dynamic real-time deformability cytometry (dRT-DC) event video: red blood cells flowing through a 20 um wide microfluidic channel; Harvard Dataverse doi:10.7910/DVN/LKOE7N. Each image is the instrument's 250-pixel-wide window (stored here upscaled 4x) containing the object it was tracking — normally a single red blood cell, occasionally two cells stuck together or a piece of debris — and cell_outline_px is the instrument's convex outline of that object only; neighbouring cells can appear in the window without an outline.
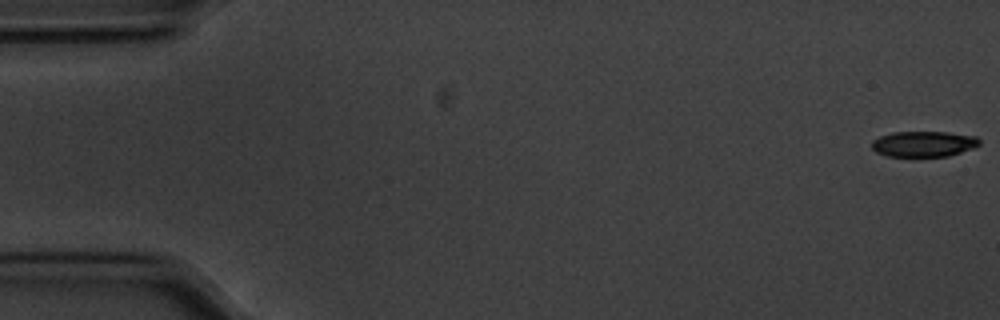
{"species": "common noctule bat (a hibernating species)", "species_latin": "Nyctalus noctula", "temperature_condition": "cold", "stored_images_in_passage": 56, "camera_frame_rate_fps": 3000, "um_per_image_px": 0.085, "animal": {"sex": "male", "body_mass_g": 20.1, "forearm_length_mm": 53.5}, "frame": {"image": 1, "passage_image": 1, "time_ms": 0.0, "image_size_px": [1000, 320], "cell_outline_px": [[980, 144], [972, 148], [948, 156], [912, 160], [888, 156], [876, 152], [872, 148], [872, 140], [880, 136], [892, 132], [948, 132], [976, 136], [980, 140]], "centroid_in_image_um": [78.47, 12.28], "position_along_channel_um": 6.5, "area_um2": 16.88}}
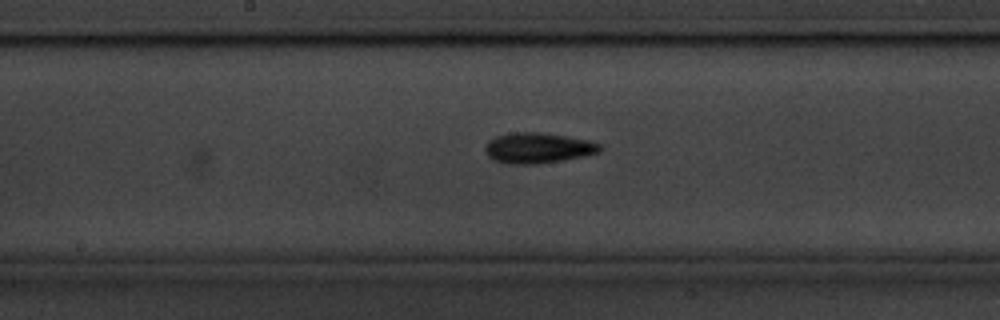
{"frame": {"image": 2, "passage_image": 29, "time_ms": 9.333, "image_size_px": [1000, 320], "cell_outline_px": [[604, 148], [600, 152], [584, 156], [536, 164], [508, 164], [492, 160], [488, 156], [484, 148], [488, 140], [496, 136], [512, 132], [540, 132], [588, 140], [600, 144]], "centroid_in_image_um": [45.7, 12.58], "position_along_channel_um": 202.5, "area_um2": 20.46}}
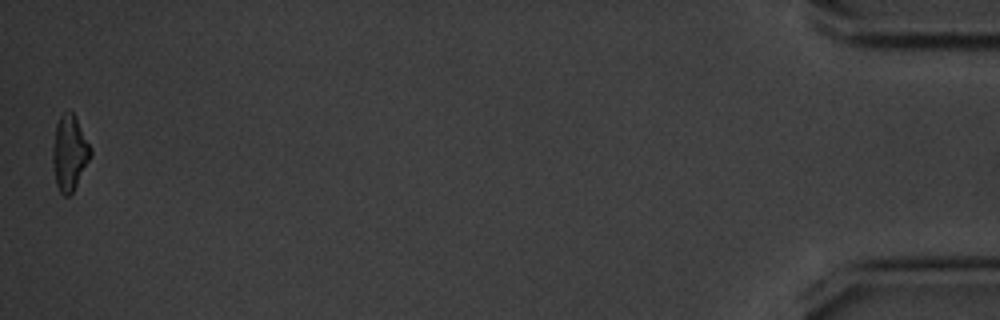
{"frame": {"image": 3, "passage_image": 56, "time_ms": 18.333, "image_size_px": [1000, 320], "cell_outline_px": [[92, 156], [72, 192], [68, 196], [64, 196], [60, 192], [56, 184], [52, 164], [52, 148], [56, 124], [60, 116], [68, 108], [72, 112], [92, 148]], "centroid_in_image_um": [5.9, 12.99], "position_along_channel_um": 429.3, "area_um2": 16.65}, "authors_computed_cell_mechanics": {"area_um2": 17.7157, "velocity_mm_per_s": 3.5692, "shape_relaxation_time_tau1_ms": 2.2175, "shape_relaxation_time_tau2_ms": null, "deformation_change_tau1": 0.1513, "deformation_change_tau2": null}}